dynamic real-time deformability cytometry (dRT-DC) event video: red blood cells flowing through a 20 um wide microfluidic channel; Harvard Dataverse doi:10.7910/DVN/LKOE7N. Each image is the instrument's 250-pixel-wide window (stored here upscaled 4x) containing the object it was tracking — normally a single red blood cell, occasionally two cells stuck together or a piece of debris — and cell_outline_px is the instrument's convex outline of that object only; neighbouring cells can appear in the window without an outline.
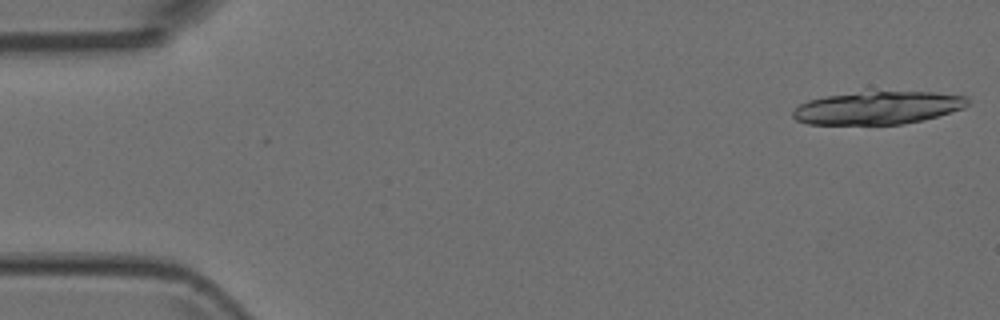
{"species": "Egyptian fruit bat (a non-hibernating species)", "species_latin": "Rousettus aegyptiacus", "temperature_condition": "room temperature", "stored_images_in_passage": 2, "segment_of_instrument_passage": [2, 2], "camera_frame_rate_fps": 3000, "um_per_image_px": 0.085, "animal": {"sex": "female"}, "frame": {"image": 1, "passage_image": 2, "time_ms": 0.333, "image_size_px": [1000, 320], "cell_outline_px": [[968, 104], [964, 108], [924, 120], [900, 124], [808, 124], [796, 120], [792, 116], [792, 112], [800, 104], [808, 100], [824, 96], [876, 92], [936, 92], [968, 96]], "centroid_in_image_um": [74.63, 9.17], "position_along_channel_um": 10.4, "area_um2": 33.18}}